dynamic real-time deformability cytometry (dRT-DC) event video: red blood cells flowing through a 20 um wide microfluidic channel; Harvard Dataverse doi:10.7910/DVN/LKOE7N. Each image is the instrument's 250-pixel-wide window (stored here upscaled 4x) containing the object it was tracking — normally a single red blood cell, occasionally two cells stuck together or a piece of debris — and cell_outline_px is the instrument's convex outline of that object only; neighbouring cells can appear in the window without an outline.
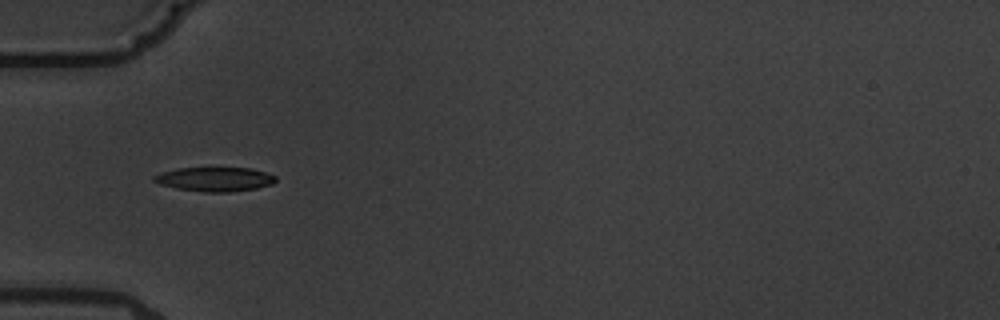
{"species": "common noctule bat (a hibernating species)", "species_latin": "Nyctalus noctula", "temperature_condition": "warm", "stored_images_in_passage": 4, "camera_frame_rate_fps": 3000, "um_per_image_px": 0.085, "animal": {"sex": "male", "body_mass_g": 19.5, "forearm_length_mm": 54.6}, "frame": {"image": 1, "passage_image": 2, "time_ms": 1.0, "image_size_px": [1000, 320], "cell_outline_px": [[276, 180], [272, 184], [256, 188], [232, 192], [204, 192], [176, 188], [160, 184], [152, 180], [152, 176], [160, 172], [176, 168], [252, 168], [276, 176]], "centroid_in_image_um": [18.23, 15.23], "position_along_channel_um": 66.8, "area_um2": 17.22}}
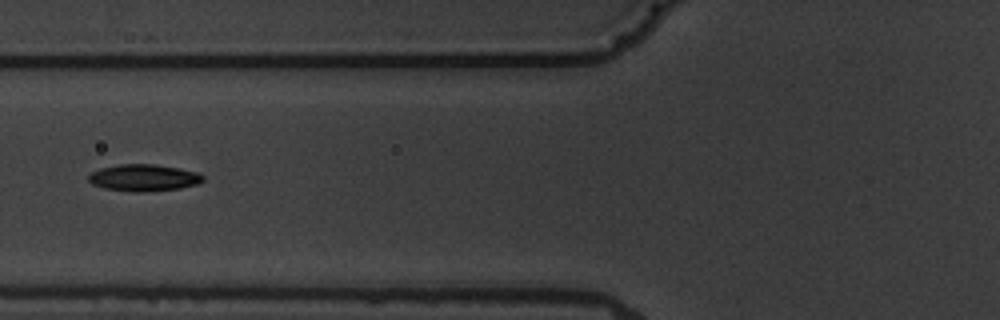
{"frame": {"image": 2, "passage_image": 3, "time_ms": 2.333, "image_size_px": [1000, 320], "cell_outline_px": [[204, 180], [196, 184], [180, 188], [144, 192], [136, 192], [104, 188], [92, 184], [88, 180], [88, 176], [92, 172], [100, 168], [120, 164], [156, 164], [180, 168], [200, 172], [204, 176]], "centroid_in_image_um": [12.24, 15.1], "position_along_channel_um": 113.6, "area_um2": 17.98}}
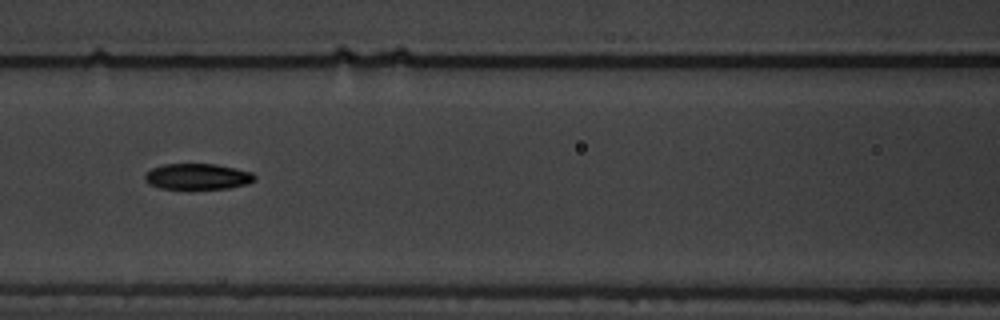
{"frame": {"image": 3, "passage_image": 4, "time_ms": 3.333, "image_size_px": [1000, 320], "cell_outline_px": [[256, 180], [248, 184], [228, 188], [160, 188], [148, 184], [144, 180], [144, 176], [152, 168], [164, 164], [216, 164], [252, 172], [256, 176]], "centroid_in_image_um": [16.81, 15.0], "position_along_channel_um": 149.8, "area_um2": 16.47}}